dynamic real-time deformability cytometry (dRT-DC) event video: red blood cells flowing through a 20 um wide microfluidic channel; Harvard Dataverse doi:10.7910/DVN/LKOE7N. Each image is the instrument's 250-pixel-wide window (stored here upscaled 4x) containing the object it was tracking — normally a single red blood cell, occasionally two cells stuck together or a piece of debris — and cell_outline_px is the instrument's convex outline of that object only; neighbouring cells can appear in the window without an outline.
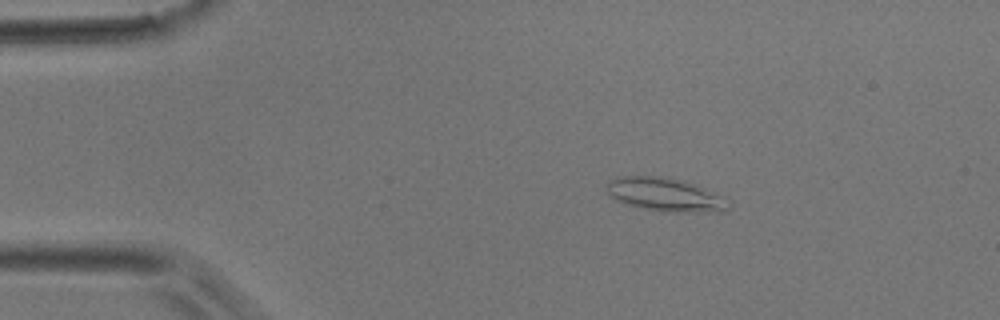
{"species": "common noctule bat (a hibernating species)", "species_latin": "Nyctalus noctula", "temperature_condition": "room temperature", "stored_images_in_passage": 3, "camera_frame_rate_fps": 3000, "um_per_image_px": 0.085, "animal": {"sex": "male", "body_mass_g": 17.9}, "frame": {"image": 1, "passage_image": 1, "time_ms": 0.0, "image_size_px": [1000, 320], "cell_outline_px": [[732, 204], [728, 212], [664, 212], [644, 208], [628, 204], [616, 200], [608, 192], [608, 184], [616, 176], [664, 176], [696, 184], [732, 200]], "centroid_in_image_um": [56.68, 16.56], "position_along_channel_um": 28.3, "area_um2": 24.04}}